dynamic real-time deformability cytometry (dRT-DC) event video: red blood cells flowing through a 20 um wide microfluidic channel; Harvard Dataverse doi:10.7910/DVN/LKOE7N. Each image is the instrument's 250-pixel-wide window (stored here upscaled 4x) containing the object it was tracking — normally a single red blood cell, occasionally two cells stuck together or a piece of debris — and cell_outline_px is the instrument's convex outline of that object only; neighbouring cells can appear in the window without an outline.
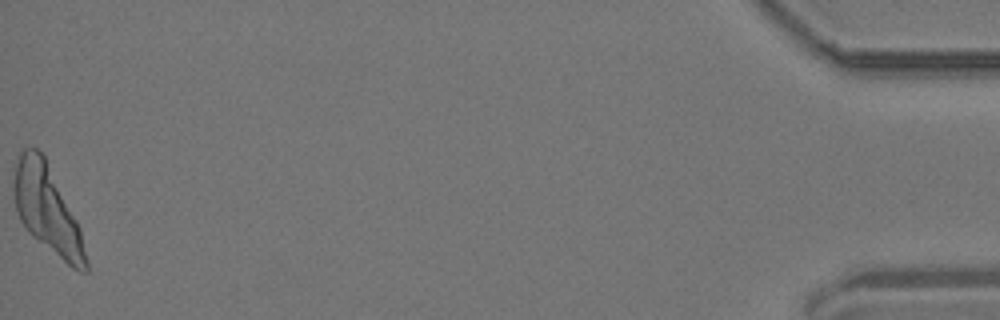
{"species": "common noctule bat (a hibernating species)", "species_latin": "Nyctalus noctula", "temperature_condition": "room temperature", "stored_images_in_passage": 56, "camera_frame_rate_fps": 3000, "um_per_image_px": 0.085, "animal": {"sex": "male", "body_mass_g": 19.2, "forearm_length_mm": 51.8}, "frame": {"image": 1, "passage_image": 56, "time_ms": 18.333, "image_size_px": [1000, 320], "cell_outline_px": [[88, 272], [80, 272], [72, 268], [32, 236], [28, 232], [20, 220], [16, 212], [12, 184], [16, 164], [20, 152], [24, 148], [36, 148], [44, 156], [80, 228], [88, 264]], "centroid_in_image_um": [3.99, 17.82], "position_along_channel_um": 431.2, "area_um2": 36.24}}